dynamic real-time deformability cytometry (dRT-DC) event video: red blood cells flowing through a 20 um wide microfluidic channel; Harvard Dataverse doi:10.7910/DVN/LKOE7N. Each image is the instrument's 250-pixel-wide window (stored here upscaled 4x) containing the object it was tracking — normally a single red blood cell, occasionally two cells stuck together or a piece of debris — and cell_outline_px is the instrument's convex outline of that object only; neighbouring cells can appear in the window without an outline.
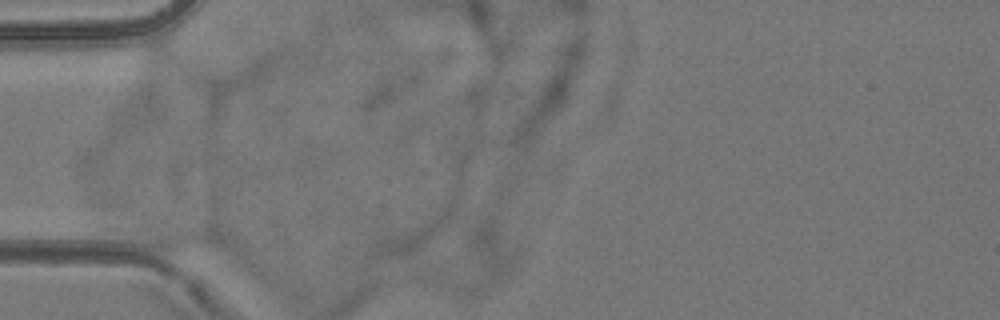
{"species": "common noctule bat (a hibernating species)", "species_latin": "Nyctalus noctula", "temperature_condition": "room temperature", "stored_images_in_passage": 2, "camera_frame_rate_fps": 3000, "um_per_image_px": 0.085, "animal": {"sex": "female", "body_mass_g": 24.6, "forearm_length_mm": 56.2}, "frame": {"image": 1, "passage_image": 1, "time_ms": 0.0, "image_size_px": [1000, 320], "cell_outline_px": [[224, 244], [216, 248], [152, 248], [132, 228], [140, 224], [216, 232], [220, 236]], "centroid_in_image_um": [15.11, 20.18], "position_along_channel_um": 69.9, "area_um2": 11.33}}